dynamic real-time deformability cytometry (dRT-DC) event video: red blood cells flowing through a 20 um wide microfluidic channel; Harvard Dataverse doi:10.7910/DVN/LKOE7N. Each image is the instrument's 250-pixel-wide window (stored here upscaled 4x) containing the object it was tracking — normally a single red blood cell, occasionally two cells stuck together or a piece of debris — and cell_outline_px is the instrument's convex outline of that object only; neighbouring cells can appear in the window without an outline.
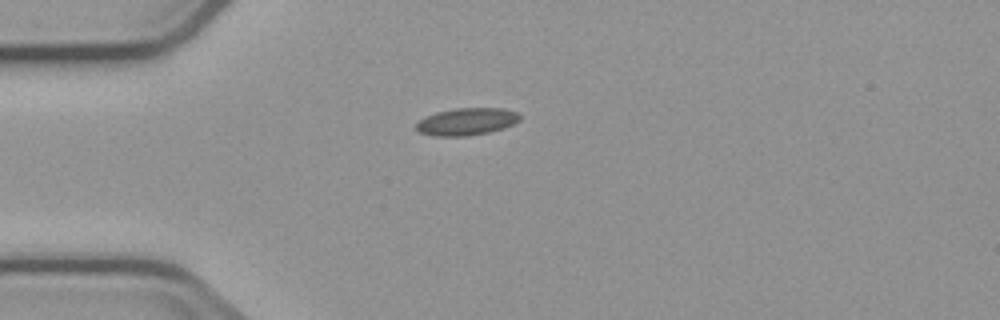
{"species": "common noctule bat (a hibernating species)", "species_latin": "Nyctalus noctula", "temperature_condition": "cold", "stored_images_in_passage": 2, "camera_frame_rate_fps": 3000, "um_per_image_px": 0.085, "animal": {"sex": "male", "body_mass_g": 23.1, "forearm_length_mm": 52.7}, "frame": {"image": 1, "passage_image": 2, "time_ms": 1.333, "image_size_px": [1000, 320], "cell_outline_px": [[520, 120], [504, 128], [488, 132], [464, 136], [432, 136], [420, 132], [416, 128], [416, 124], [424, 116], [436, 112], [456, 108], [504, 108], [520, 112]], "centroid_in_image_um": [39.68, 10.32], "position_along_channel_um": 45.3, "area_um2": 16.53}}